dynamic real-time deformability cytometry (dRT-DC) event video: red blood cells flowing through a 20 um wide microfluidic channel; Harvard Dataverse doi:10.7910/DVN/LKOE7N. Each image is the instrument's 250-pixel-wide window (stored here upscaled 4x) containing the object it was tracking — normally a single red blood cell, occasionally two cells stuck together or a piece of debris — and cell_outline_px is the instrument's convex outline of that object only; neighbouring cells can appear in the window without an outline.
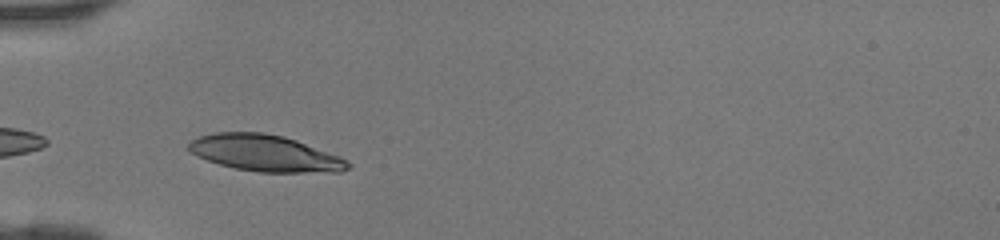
{"species": "human", "species_latin": "Homo sapiens", "temperature_condition": "room temperature", "stored_images_in_passage": 31, "camera_frame_rate_fps": 3000, "um_per_image_px": 0.085, "donor": {"sex": "female"}, "frame": {"image": 1, "passage_image": 1, "time_ms": 0.0, "image_size_px": [1000, 240], "cell_outline_px": [[352, 168], [340, 172], [260, 172], [236, 168], [220, 164], [208, 160], [192, 152], [188, 148], [188, 140], [212, 132], [264, 132], [284, 136], [296, 140], [340, 156], [352, 164]], "centroid_in_image_um": [22.56, 13.01], "position_along_channel_um": 62.4, "area_um2": 33.81}}
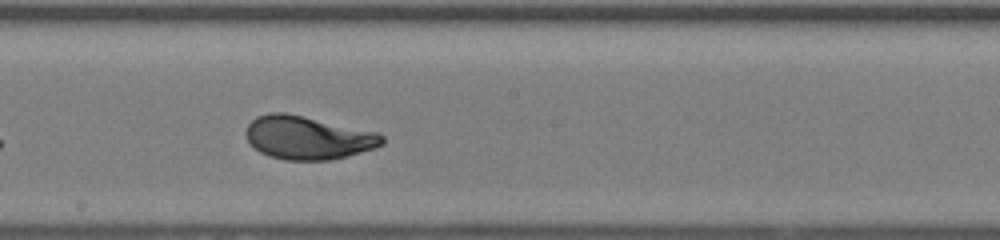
{"frame": {"image": 2, "passage_image": 12, "time_ms": 3.667, "image_size_px": [1000, 240], "cell_outline_px": [[384, 144], [376, 148], [348, 156], [328, 160], [284, 160], [268, 156], [260, 152], [244, 136], [244, 132], [248, 124], [256, 116], [268, 112], [284, 112], [380, 132], [384, 136]], "centroid_in_image_um": [26.18, 11.7], "position_along_channel_um": 222.0, "area_um2": 34.74}}
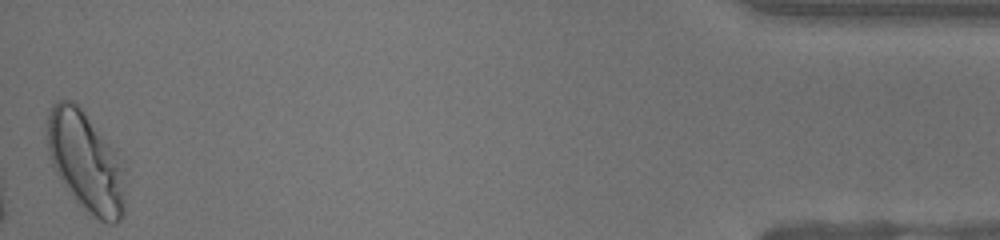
{"frame": {"image": 3, "passage_image": 31, "time_ms": 10.0, "image_size_px": [1000, 240], "cell_outline_px": [[124, 212], [120, 220], [116, 224], [108, 224], [100, 220], [84, 208], [72, 196], [60, 180], [52, 164], [48, 152], [48, 116], [52, 104], [60, 100], [72, 100], [84, 112], [116, 148], [120, 168], [124, 200]], "centroid_in_image_um": [7.27, 13.74], "position_along_channel_um": 427.9, "area_um2": 44.62}}